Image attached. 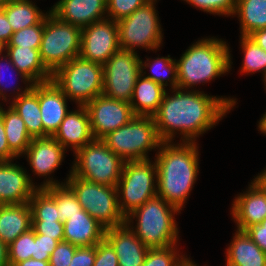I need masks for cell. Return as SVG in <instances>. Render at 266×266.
<instances>
[{
	"instance_id": "5b68a950",
	"label": "cell",
	"mask_w": 266,
	"mask_h": 266,
	"mask_svg": "<svg viewBox=\"0 0 266 266\" xmlns=\"http://www.w3.org/2000/svg\"><path fill=\"white\" fill-rule=\"evenodd\" d=\"M101 140L124 161L148 160V152L158 150L162 143L151 116H134Z\"/></svg>"
},
{
	"instance_id": "681fc988",
	"label": "cell",
	"mask_w": 266,
	"mask_h": 266,
	"mask_svg": "<svg viewBox=\"0 0 266 266\" xmlns=\"http://www.w3.org/2000/svg\"><path fill=\"white\" fill-rule=\"evenodd\" d=\"M248 37L266 51V28L256 30L253 33H251Z\"/></svg>"
},
{
	"instance_id": "4fadbf2b",
	"label": "cell",
	"mask_w": 266,
	"mask_h": 266,
	"mask_svg": "<svg viewBox=\"0 0 266 266\" xmlns=\"http://www.w3.org/2000/svg\"><path fill=\"white\" fill-rule=\"evenodd\" d=\"M86 108L94 139H102L114 130L126 125L135 116L129 102L100 94L88 102Z\"/></svg>"
},
{
	"instance_id": "f546056e",
	"label": "cell",
	"mask_w": 266,
	"mask_h": 266,
	"mask_svg": "<svg viewBox=\"0 0 266 266\" xmlns=\"http://www.w3.org/2000/svg\"><path fill=\"white\" fill-rule=\"evenodd\" d=\"M240 21V36L266 28V0H237L233 13Z\"/></svg>"
},
{
	"instance_id": "e575fe53",
	"label": "cell",
	"mask_w": 266,
	"mask_h": 266,
	"mask_svg": "<svg viewBox=\"0 0 266 266\" xmlns=\"http://www.w3.org/2000/svg\"><path fill=\"white\" fill-rule=\"evenodd\" d=\"M177 248L176 244L148 249L142 266H184L190 260V257L180 255Z\"/></svg>"
},
{
	"instance_id": "91938a15",
	"label": "cell",
	"mask_w": 266,
	"mask_h": 266,
	"mask_svg": "<svg viewBox=\"0 0 266 266\" xmlns=\"http://www.w3.org/2000/svg\"><path fill=\"white\" fill-rule=\"evenodd\" d=\"M190 266H198L192 259L190 260ZM206 266V265H205Z\"/></svg>"
},
{
	"instance_id": "2e32d148",
	"label": "cell",
	"mask_w": 266,
	"mask_h": 266,
	"mask_svg": "<svg viewBox=\"0 0 266 266\" xmlns=\"http://www.w3.org/2000/svg\"><path fill=\"white\" fill-rule=\"evenodd\" d=\"M13 162L0 161V205L29 202L39 189L27 170Z\"/></svg>"
},
{
	"instance_id": "7402d4cb",
	"label": "cell",
	"mask_w": 266,
	"mask_h": 266,
	"mask_svg": "<svg viewBox=\"0 0 266 266\" xmlns=\"http://www.w3.org/2000/svg\"><path fill=\"white\" fill-rule=\"evenodd\" d=\"M106 228L86 210L64 222V241L78 247L97 245L105 238Z\"/></svg>"
},
{
	"instance_id": "52a82bcc",
	"label": "cell",
	"mask_w": 266,
	"mask_h": 266,
	"mask_svg": "<svg viewBox=\"0 0 266 266\" xmlns=\"http://www.w3.org/2000/svg\"><path fill=\"white\" fill-rule=\"evenodd\" d=\"M47 12L39 52L45 68L53 75L70 60L79 57L82 29L60 21L50 9Z\"/></svg>"
},
{
	"instance_id": "ab89813d",
	"label": "cell",
	"mask_w": 266,
	"mask_h": 266,
	"mask_svg": "<svg viewBox=\"0 0 266 266\" xmlns=\"http://www.w3.org/2000/svg\"><path fill=\"white\" fill-rule=\"evenodd\" d=\"M148 0H106L107 18L118 21L142 7Z\"/></svg>"
},
{
	"instance_id": "484cf974",
	"label": "cell",
	"mask_w": 266,
	"mask_h": 266,
	"mask_svg": "<svg viewBox=\"0 0 266 266\" xmlns=\"http://www.w3.org/2000/svg\"><path fill=\"white\" fill-rule=\"evenodd\" d=\"M5 52L15 67L34 84L52 80V74L41 61L39 49L6 46Z\"/></svg>"
},
{
	"instance_id": "c3c4849f",
	"label": "cell",
	"mask_w": 266,
	"mask_h": 266,
	"mask_svg": "<svg viewBox=\"0 0 266 266\" xmlns=\"http://www.w3.org/2000/svg\"><path fill=\"white\" fill-rule=\"evenodd\" d=\"M13 33L12 26L8 22L3 8L0 6V40L7 44Z\"/></svg>"
},
{
	"instance_id": "836d02e7",
	"label": "cell",
	"mask_w": 266,
	"mask_h": 266,
	"mask_svg": "<svg viewBox=\"0 0 266 266\" xmlns=\"http://www.w3.org/2000/svg\"><path fill=\"white\" fill-rule=\"evenodd\" d=\"M5 61V62H4ZM6 69V70H5ZM3 70V71H2ZM12 70V71H11ZM16 72V76H20L21 78V82H23L25 84V88L23 90V87L20 88L19 86H17V83H16V86H13L14 89L12 90L11 86H9L11 90H8L7 88V84L9 85V81H5L6 80V76H3L5 73H7L8 71H11L10 74L12 76V72L13 74ZM7 71V72H6ZM5 72V73H4ZM9 77V76H8ZM7 77V78H8ZM12 79V78H11ZM9 78V80H11ZM15 80V79H14ZM11 82V81H10ZM15 82V81H14ZM7 83V84H6ZM15 84V83H14ZM34 83L29 80L24 74H22L16 67L15 65L12 63V61L10 60L9 56L6 54L3 53L2 56L0 55V98L2 99V101H7L8 102V97H10V94L13 93V95H11L13 98H9V100H15L17 99L20 95H24L26 94L27 92H29L32 87H33ZM15 90L17 92H15ZM8 91H12L9 95H7L6 93ZM8 96V97H7Z\"/></svg>"
},
{
	"instance_id": "680465c9",
	"label": "cell",
	"mask_w": 266,
	"mask_h": 266,
	"mask_svg": "<svg viewBox=\"0 0 266 266\" xmlns=\"http://www.w3.org/2000/svg\"><path fill=\"white\" fill-rule=\"evenodd\" d=\"M8 1H10V0H0V6H2L3 4H5Z\"/></svg>"
},
{
	"instance_id": "9c48e42d",
	"label": "cell",
	"mask_w": 266,
	"mask_h": 266,
	"mask_svg": "<svg viewBox=\"0 0 266 266\" xmlns=\"http://www.w3.org/2000/svg\"><path fill=\"white\" fill-rule=\"evenodd\" d=\"M72 173L81 179L116 187L125 161L115 155L101 139H93L75 155Z\"/></svg>"
},
{
	"instance_id": "11a10c76",
	"label": "cell",
	"mask_w": 266,
	"mask_h": 266,
	"mask_svg": "<svg viewBox=\"0 0 266 266\" xmlns=\"http://www.w3.org/2000/svg\"><path fill=\"white\" fill-rule=\"evenodd\" d=\"M5 50L6 44L2 40H0V55H2L3 52L5 53Z\"/></svg>"
},
{
	"instance_id": "9a60e30c",
	"label": "cell",
	"mask_w": 266,
	"mask_h": 266,
	"mask_svg": "<svg viewBox=\"0 0 266 266\" xmlns=\"http://www.w3.org/2000/svg\"><path fill=\"white\" fill-rule=\"evenodd\" d=\"M67 151L53 136L33 138L30 145L23 154L29 162L34 175L45 177V180L38 184V188L62 185L65 182L54 180L51 173L59 168L64 160ZM47 178V179H46Z\"/></svg>"
},
{
	"instance_id": "7bdbcfd3",
	"label": "cell",
	"mask_w": 266,
	"mask_h": 266,
	"mask_svg": "<svg viewBox=\"0 0 266 266\" xmlns=\"http://www.w3.org/2000/svg\"><path fill=\"white\" fill-rule=\"evenodd\" d=\"M78 246L73 245L66 241H61L57 244V247L54 249L50 255V266H69L70 261L76 251Z\"/></svg>"
},
{
	"instance_id": "603a6c76",
	"label": "cell",
	"mask_w": 266,
	"mask_h": 266,
	"mask_svg": "<svg viewBox=\"0 0 266 266\" xmlns=\"http://www.w3.org/2000/svg\"><path fill=\"white\" fill-rule=\"evenodd\" d=\"M226 266H266V253L246 231L236 230L226 249Z\"/></svg>"
},
{
	"instance_id": "ffe728a7",
	"label": "cell",
	"mask_w": 266,
	"mask_h": 266,
	"mask_svg": "<svg viewBox=\"0 0 266 266\" xmlns=\"http://www.w3.org/2000/svg\"><path fill=\"white\" fill-rule=\"evenodd\" d=\"M115 250L119 266H142L148 249L125 223L105 230L104 238Z\"/></svg>"
},
{
	"instance_id": "6f0895ef",
	"label": "cell",
	"mask_w": 266,
	"mask_h": 266,
	"mask_svg": "<svg viewBox=\"0 0 266 266\" xmlns=\"http://www.w3.org/2000/svg\"><path fill=\"white\" fill-rule=\"evenodd\" d=\"M263 82H264V86H265V89H266V71L263 74Z\"/></svg>"
},
{
	"instance_id": "d6986e66",
	"label": "cell",
	"mask_w": 266,
	"mask_h": 266,
	"mask_svg": "<svg viewBox=\"0 0 266 266\" xmlns=\"http://www.w3.org/2000/svg\"><path fill=\"white\" fill-rule=\"evenodd\" d=\"M77 110L67 113L53 137L74 154L94 138L90 127V117L85 105H77Z\"/></svg>"
},
{
	"instance_id": "d4e9b609",
	"label": "cell",
	"mask_w": 266,
	"mask_h": 266,
	"mask_svg": "<svg viewBox=\"0 0 266 266\" xmlns=\"http://www.w3.org/2000/svg\"><path fill=\"white\" fill-rule=\"evenodd\" d=\"M166 89L157 82L145 78L142 74L138 77L129 102L135 116L153 117L159 109Z\"/></svg>"
},
{
	"instance_id": "94428289",
	"label": "cell",
	"mask_w": 266,
	"mask_h": 266,
	"mask_svg": "<svg viewBox=\"0 0 266 266\" xmlns=\"http://www.w3.org/2000/svg\"><path fill=\"white\" fill-rule=\"evenodd\" d=\"M184 266H190V260Z\"/></svg>"
},
{
	"instance_id": "f5cc1de1",
	"label": "cell",
	"mask_w": 266,
	"mask_h": 266,
	"mask_svg": "<svg viewBox=\"0 0 266 266\" xmlns=\"http://www.w3.org/2000/svg\"><path fill=\"white\" fill-rule=\"evenodd\" d=\"M15 266H50V265L48 261H42L30 258L17 263Z\"/></svg>"
},
{
	"instance_id": "1f68e13d",
	"label": "cell",
	"mask_w": 266,
	"mask_h": 266,
	"mask_svg": "<svg viewBox=\"0 0 266 266\" xmlns=\"http://www.w3.org/2000/svg\"><path fill=\"white\" fill-rule=\"evenodd\" d=\"M32 220L60 221L56 207V185L39 188L29 200Z\"/></svg>"
},
{
	"instance_id": "9f6ffc18",
	"label": "cell",
	"mask_w": 266,
	"mask_h": 266,
	"mask_svg": "<svg viewBox=\"0 0 266 266\" xmlns=\"http://www.w3.org/2000/svg\"><path fill=\"white\" fill-rule=\"evenodd\" d=\"M260 224L262 225V230H266V218Z\"/></svg>"
},
{
	"instance_id": "7dc6e473",
	"label": "cell",
	"mask_w": 266,
	"mask_h": 266,
	"mask_svg": "<svg viewBox=\"0 0 266 266\" xmlns=\"http://www.w3.org/2000/svg\"><path fill=\"white\" fill-rule=\"evenodd\" d=\"M245 231L251 237V239L266 253V230H262V225H252Z\"/></svg>"
},
{
	"instance_id": "4316f807",
	"label": "cell",
	"mask_w": 266,
	"mask_h": 266,
	"mask_svg": "<svg viewBox=\"0 0 266 266\" xmlns=\"http://www.w3.org/2000/svg\"><path fill=\"white\" fill-rule=\"evenodd\" d=\"M11 103V104H10ZM10 106L16 110L23 119L26 129L32 138L48 137L44 131L41 111L39 106V83L34 84L32 89L17 99L9 101Z\"/></svg>"
},
{
	"instance_id": "bcb514c9",
	"label": "cell",
	"mask_w": 266,
	"mask_h": 266,
	"mask_svg": "<svg viewBox=\"0 0 266 266\" xmlns=\"http://www.w3.org/2000/svg\"><path fill=\"white\" fill-rule=\"evenodd\" d=\"M19 157L9 148L5 128L0 116V161L16 160Z\"/></svg>"
},
{
	"instance_id": "e0dca14e",
	"label": "cell",
	"mask_w": 266,
	"mask_h": 266,
	"mask_svg": "<svg viewBox=\"0 0 266 266\" xmlns=\"http://www.w3.org/2000/svg\"><path fill=\"white\" fill-rule=\"evenodd\" d=\"M50 12L60 21L81 29L107 18L106 0H59Z\"/></svg>"
},
{
	"instance_id": "f6af8a7d",
	"label": "cell",
	"mask_w": 266,
	"mask_h": 266,
	"mask_svg": "<svg viewBox=\"0 0 266 266\" xmlns=\"http://www.w3.org/2000/svg\"><path fill=\"white\" fill-rule=\"evenodd\" d=\"M96 258V245L77 247L69 266H93Z\"/></svg>"
},
{
	"instance_id": "74e56055",
	"label": "cell",
	"mask_w": 266,
	"mask_h": 266,
	"mask_svg": "<svg viewBox=\"0 0 266 266\" xmlns=\"http://www.w3.org/2000/svg\"><path fill=\"white\" fill-rule=\"evenodd\" d=\"M43 32L44 19L37 25L25 27L17 32H14L6 46L40 49Z\"/></svg>"
},
{
	"instance_id": "d590c367",
	"label": "cell",
	"mask_w": 266,
	"mask_h": 266,
	"mask_svg": "<svg viewBox=\"0 0 266 266\" xmlns=\"http://www.w3.org/2000/svg\"><path fill=\"white\" fill-rule=\"evenodd\" d=\"M32 254H34V230L31 228L8 245L9 266L30 259Z\"/></svg>"
},
{
	"instance_id": "816d5d0a",
	"label": "cell",
	"mask_w": 266,
	"mask_h": 266,
	"mask_svg": "<svg viewBox=\"0 0 266 266\" xmlns=\"http://www.w3.org/2000/svg\"><path fill=\"white\" fill-rule=\"evenodd\" d=\"M0 266H9L8 246L0 239Z\"/></svg>"
},
{
	"instance_id": "277c9868",
	"label": "cell",
	"mask_w": 266,
	"mask_h": 266,
	"mask_svg": "<svg viewBox=\"0 0 266 266\" xmlns=\"http://www.w3.org/2000/svg\"><path fill=\"white\" fill-rule=\"evenodd\" d=\"M178 213H181L178 208L155 196L127 215L126 224L147 248L167 247L176 245L180 239L175 220Z\"/></svg>"
},
{
	"instance_id": "6da1fadb",
	"label": "cell",
	"mask_w": 266,
	"mask_h": 266,
	"mask_svg": "<svg viewBox=\"0 0 266 266\" xmlns=\"http://www.w3.org/2000/svg\"><path fill=\"white\" fill-rule=\"evenodd\" d=\"M170 91L172 95L166 90L153 116L162 142H174L179 132L181 142H196L197 137L216 126L237 104L236 98L211 96L196 88Z\"/></svg>"
},
{
	"instance_id": "60d3db41",
	"label": "cell",
	"mask_w": 266,
	"mask_h": 266,
	"mask_svg": "<svg viewBox=\"0 0 266 266\" xmlns=\"http://www.w3.org/2000/svg\"><path fill=\"white\" fill-rule=\"evenodd\" d=\"M31 228L35 234L54 238L58 242L64 241V223L60 221L32 220Z\"/></svg>"
},
{
	"instance_id": "30bf717a",
	"label": "cell",
	"mask_w": 266,
	"mask_h": 266,
	"mask_svg": "<svg viewBox=\"0 0 266 266\" xmlns=\"http://www.w3.org/2000/svg\"><path fill=\"white\" fill-rule=\"evenodd\" d=\"M116 188L120 211L126 217L147 200L157 196L155 160L125 161Z\"/></svg>"
},
{
	"instance_id": "8fae6325",
	"label": "cell",
	"mask_w": 266,
	"mask_h": 266,
	"mask_svg": "<svg viewBox=\"0 0 266 266\" xmlns=\"http://www.w3.org/2000/svg\"><path fill=\"white\" fill-rule=\"evenodd\" d=\"M156 1H148L132 14L117 21L121 49L135 51L137 47L157 52L163 44V32L156 10Z\"/></svg>"
},
{
	"instance_id": "83f0119b",
	"label": "cell",
	"mask_w": 266,
	"mask_h": 266,
	"mask_svg": "<svg viewBox=\"0 0 266 266\" xmlns=\"http://www.w3.org/2000/svg\"><path fill=\"white\" fill-rule=\"evenodd\" d=\"M1 7L14 32L37 25L48 15L47 12L44 14L31 0H10Z\"/></svg>"
},
{
	"instance_id": "ac0fdd59",
	"label": "cell",
	"mask_w": 266,
	"mask_h": 266,
	"mask_svg": "<svg viewBox=\"0 0 266 266\" xmlns=\"http://www.w3.org/2000/svg\"><path fill=\"white\" fill-rule=\"evenodd\" d=\"M231 207L237 230L245 231L266 218V192L251 182L245 192L235 196Z\"/></svg>"
},
{
	"instance_id": "ba28073f",
	"label": "cell",
	"mask_w": 266,
	"mask_h": 266,
	"mask_svg": "<svg viewBox=\"0 0 266 266\" xmlns=\"http://www.w3.org/2000/svg\"><path fill=\"white\" fill-rule=\"evenodd\" d=\"M52 80L77 105H86L103 91V65L80 56L60 67Z\"/></svg>"
},
{
	"instance_id": "6125c7cd",
	"label": "cell",
	"mask_w": 266,
	"mask_h": 266,
	"mask_svg": "<svg viewBox=\"0 0 266 266\" xmlns=\"http://www.w3.org/2000/svg\"><path fill=\"white\" fill-rule=\"evenodd\" d=\"M1 99V98H0ZM2 103H0V112L2 111L3 105H1Z\"/></svg>"
},
{
	"instance_id": "f907efd6",
	"label": "cell",
	"mask_w": 266,
	"mask_h": 266,
	"mask_svg": "<svg viewBox=\"0 0 266 266\" xmlns=\"http://www.w3.org/2000/svg\"><path fill=\"white\" fill-rule=\"evenodd\" d=\"M252 183H254L260 190L266 192V169L262 172H260L254 179L253 181L251 180Z\"/></svg>"
},
{
	"instance_id": "db71d44e",
	"label": "cell",
	"mask_w": 266,
	"mask_h": 266,
	"mask_svg": "<svg viewBox=\"0 0 266 266\" xmlns=\"http://www.w3.org/2000/svg\"><path fill=\"white\" fill-rule=\"evenodd\" d=\"M258 128L262 134L266 135V112L265 114L260 118V120L258 121Z\"/></svg>"
},
{
	"instance_id": "b9f144b4",
	"label": "cell",
	"mask_w": 266,
	"mask_h": 266,
	"mask_svg": "<svg viewBox=\"0 0 266 266\" xmlns=\"http://www.w3.org/2000/svg\"><path fill=\"white\" fill-rule=\"evenodd\" d=\"M58 243L54 238L45 237V235L35 234L34 232V254L31 258L49 262L50 255Z\"/></svg>"
},
{
	"instance_id": "5bb4252c",
	"label": "cell",
	"mask_w": 266,
	"mask_h": 266,
	"mask_svg": "<svg viewBox=\"0 0 266 266\" xmlns=\"http://www.w3.org/2000/svg\"><path fill=\"white\" fill-rule=\"evenodd\" d=\"M119 49L117 21L106 18L82 28V59L103 65Z\"/></svg>"
},
{
	"instance_id": "7c38bea8",
	"label": "cell",
	"mask_w": 266,
	"mask_h": 266,
	"mask_svg": "<svg viewBox=\"0 0 266 266\" xmlns=\"http://www.w3.org/2000/svg\"><path fill=\"white\" fill-rule=\"evenodd\" d=\"M137 52L119 49L103 64V91L107 97L130 102L141 75Z\"/></svg>"
},
{
	"instance_id": "8992f818",
	"label": "cell",
	"mask_w": 266,
	"mask_h": 266,
	"mask_svg": "<svg viewBox=\"0 0 266 266\" xmlns=\"http://www.w3.org/2000/svg\"><path fill=\"white\" fill-rule=\"evenodd\" d=\"M65 184L72 190L81 207L105 228L126 223L120 211L117 188L93 183L75 176L70 170Z\"/></svg>"
},
{
	"instance_id": "4dcf8cb0",
	"label": "cell",
	"mask_w": 266,
	"mask_h": 266,
	"mask_svg": "<svg viewBox=\"0 0 266 266\" xmlns=\"http://www.w3.org/2000/svg\"><path fill=\"white\" fill-rule=\"evenodd\" d=\"M146 61L140 60L141 63V74L148 79L153 80L154 82L159 83L165 89L167 86H170V89L178 88L177 81V62L176 59L170 58V55L167 57H156L155 59L150 60L146 58ZM150 68L151 74H147L144 69ZM170 84H169V83ZM169 84V85H168Z\"/></svg>"
},
{
	"instance_id": "cb8c5ba5",
	"label": "cell",
	"mask_w": 266,
	"mask_h": 266,
	"mask_svg": "<svg viewBox=\"0 0 266 266\" xmlns=\"http://www.w3.org/2000/svg\"><path fill=\"white\" fill-rule=\"evenodd\" d=\"M29 202L0 205V239L8 246L22 233L31 229Z\"/></svg>"
},
{
	"instance_id": "7a4b0ae2",
	"label": "cell",
	"mask_w": 266,
	"mask_h": 266,
	"mask_svg": "<svg viewBox=\"0 0 266 266\" xmlns=\"http://www.w3.org/2000/svg\"><path fill=\"white\" fill-rule=\"evenodd\" d=\"M197 142H162L155 156L157 196L180 211L199 173Z\"/></svg>"
},
{
	"instance_id": "f1b7e54d",
	"label": "cell",
	"mask_w": 266,
	"mask_h": 266,
	"mask_svg": "<svg viewBox=\"0 0 266 266\" xmlns=\"http://www.w3.org/2000/svg\"><path fill=\"white\" fill-rule=\"evenodd\" d=\"M2 117L5 135L9 148L18 156H22L33 139L28 133L23 119L10 105L7 110L2 108Z\"/></svg>"
},
{
	"instance_id": "44dd1931",
	"label": "cell",
	"mask_w": 266,
	"mask_h": 266,
	"mask_svg": "<svg viewBox=\"0 0 266 266\" xmlns=\"http://www.w3.org/2000/svg\"><path fill=\"white\" fill-rule=\"evenodd\" d=\"M69 100L53 80L39 83V106L44 131L53 136L69 112Z\"/></svg>"
},
{
	"instance_id": "3957f363",
	"label": "cell",
	"mask_w": 266,
	"mask_h": 266,
	"mask_svg": "<svg viewBox=\"0 0 266 266\" xmlns=\"http://www.w3.org/2000/svg\"><path fill=\"white\" fill-rule=\"evenodd\" d=\"M227 44L216 37H205L189 46L176 60L178 88L193 90L200 83L204 85L230 72L233 62Z\"/></svg>"
},
{
	"instance_id": "ee69618b",
	"label": "cell",
	"mask_w": 266,
	"mask_h": 266,
	"mask_svg": "<svg viewBox=\"0 0 266 266\" xmlns=\"http://www.w3.org/2000/svg\"><path fill=\"white\" fill-rule=\"evenodd\" d=\"M93 266H119L115 250L105 239L96 245V258Z\"/></svg>"
},
{
	"instance_id": "8d00e7d4",
	"label": "cell",
	"mask_w": 266,
	"mask_h": 266,
	"mask_svg": "<svg viewBox=\"0 0 266 266\" xmlns=\"http://www.w3.org/2000/svg\"><path fill=\"white\" fill-rule=\"evenodd\" d=\"M56 207L60 222H65L83 208L79 204L72 190L66 185H56Z\"/></svg>"
},
{
	"instance_id": "d6a6232c",
	"label": "cell",
	"mask_w": 266,
	"mask_h": 266,
	"mask_svg": "<svg viewBox=\"0 0 266 266\" xmlns=\"http://www.w3.org/2000/svg\"><path fill=\"white\" fill-rule=\"evenodd\" d=\"M240 39L242 53L244 54L240 73L248 75L260 72L264 74L266 71V51L248 36H241Z\"/></svg>"
},
{
	"instance_id": "f35d334b",
	"label": "cell",
	"mask_w": 266,
	"mask_h": 266,
	"mask_svg": "<svg viewBox=\"0 0 266 266\" xmlns=\"http://www.w3.org/2000/svg\"><path fill=\"white\" fill-rule=\"evenodd\" d=\"M183 1V0H182ZM189 5L209 14L233 16L237 0H184Z\"/></svg>"
}]
</instances>
